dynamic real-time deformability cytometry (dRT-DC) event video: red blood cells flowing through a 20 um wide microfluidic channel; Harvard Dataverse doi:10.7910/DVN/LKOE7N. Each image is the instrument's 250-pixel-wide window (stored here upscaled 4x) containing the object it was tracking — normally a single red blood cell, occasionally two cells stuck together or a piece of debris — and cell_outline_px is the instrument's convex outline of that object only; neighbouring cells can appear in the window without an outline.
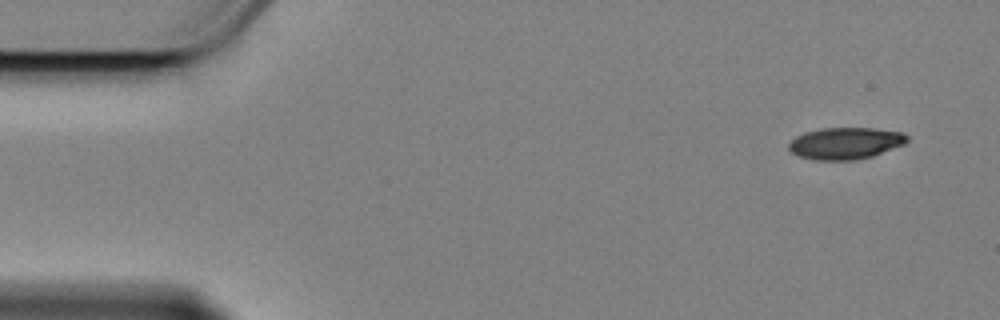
{"species": "Egyptian fruit bat (a non-hibernating species)", "species_latin": "Rousettus aegyptiacus", "temperature_condition": "cold", "stored_images_in_passage": 52, "camera_frame_rate_fps": 3000, "um_per_image_px": 0.085, "animal": {"sex": "female"}, "frame": {"image": 1, "passage_image": 1, "time_ms": 0.0, "image_size_px": [1000, 320], "cell_outline_px": [[908, 140], [904, 144], [872, 156], [856, 160], [816, 160], [800, 156], [792, 152], [788, 148], [788, 144], [796, 136], [804, 132], [820, 128], [876, 128], [904, 132], [908, 136]], "centroid_in_image_um": [71.87, 12.17], "position_along_channel_um": 13.1, "area_um2": 21.96}}
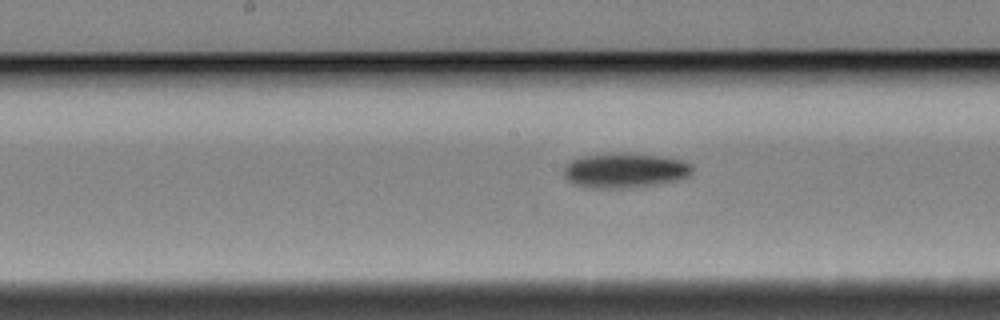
{"frame": {"image": 2, "passage_image": 26, "time_ms": 8.333, "image_size_px": [1000, 320], "cell_outline_px": [[692, 172], [688, 176], [680, 180], [660, 184], [628, 188], [588, 188], [576, 184], [568, 180], [564, 176], [564, 164], [580, 156], [616, 152], [628, 152], [664, 156], [684, 160], [692, 164]], "centroid_in_image_um": [53.14, 14.47], "position_along_channel_um": 195.1, "area_um2": 26.76}}
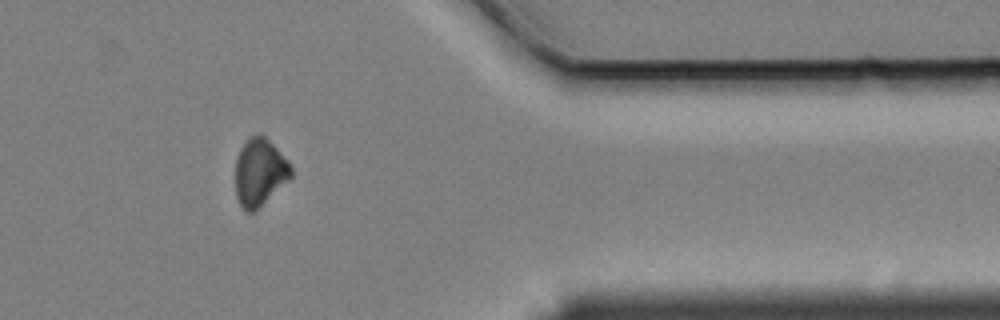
{"frame": {"image": 3, "passage_image": 45, "time_ms": 14.667, "image_size_px": [1000, 320], "cell_outline_px": [[292, 176], [256, 212], [248, 212], [240, 204], [236, 196], [236, 156], [240, 148], [248, 136], [260, 132], [288, 160], [292, 168]], "centroid_in_image_um": [22.06, 14.63], "position_along_channel_um": 389.3, "area_um2": 22.02}}